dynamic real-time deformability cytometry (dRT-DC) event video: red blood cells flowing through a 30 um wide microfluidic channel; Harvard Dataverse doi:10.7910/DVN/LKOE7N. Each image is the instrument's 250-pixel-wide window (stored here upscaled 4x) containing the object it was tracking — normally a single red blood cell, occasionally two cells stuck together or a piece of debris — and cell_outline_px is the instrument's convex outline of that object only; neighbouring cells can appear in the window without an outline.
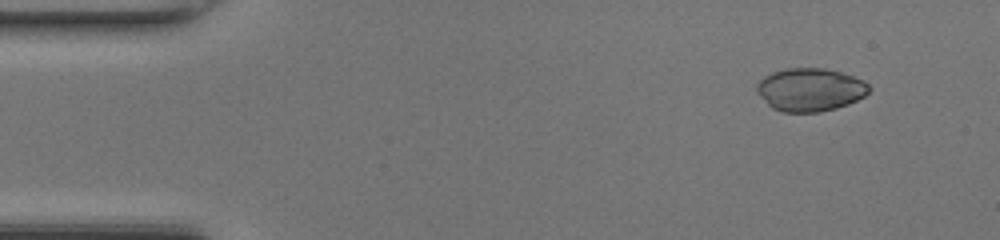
{"species": "common noctule bat (a hibernating species)", "species_latin": "Nyctalus noctula", "temperature_condition": "room temperature", "stored_images_in_passage": 44, "camera_frame_rate_fps": 3000, "um_per_image_px": 0.085, "animal": {"sex": "female", "body_mass_g": 17.0, "forearm_length_mm": 48.0}, "frame": {"image": 1, "passage_image": 1, "time_ms": 0.0, "image_size_px": [1000, 240], "cell_outline_px": [[872, 88], [864, 96], [848, 104], [836, 108], [820, 112], [780, 112], [772, 108], [756, 92], [756, 84], [764, 76], [772, 72], [788, 68], [824, 68], [840, 72], [852, 76], [868, 84]], "centroid_in_image_um": [68.83, 7.63], "position_along_channel_um": 16.2, "area_um2": 28.15}}
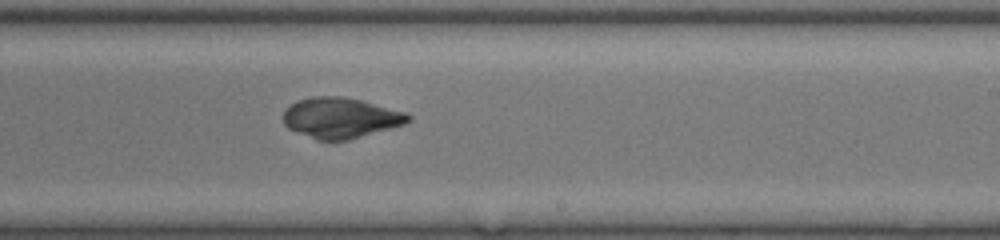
{"frame": {"image": 2, "passage_image": 25, "time_ms": 8.0, "image_size_px": [1000, 240], "cell_outline_px": [[412, 120], [404, 124], [348, 140], [316, 140], [288, 128], [284, 124], [284, 112], [296, 100], [312, 96], [344, 96], [360, 100], [404, 112], [412, 116]], "centroid_in_image_um": [28.94, 10.01], "position_along_channel_um": 260.1, "area_um2": 29.25}}
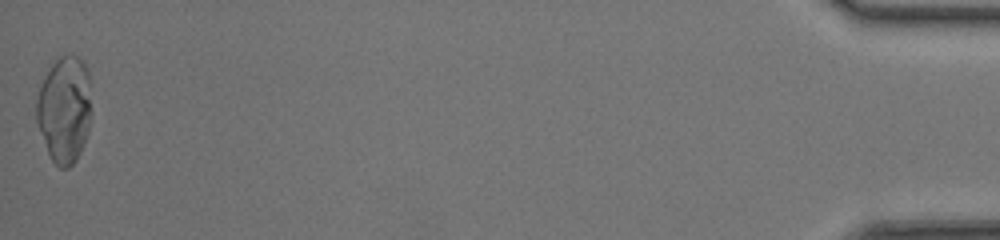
{"frame": {"image": 3, "passage_image": 44, "time_ms": 14.333, "image_size_px": [1000, 240], "cell_outline_px": [[88, 132], [84, 144], [76, 160], [68, 168], [60, 168], [52, 160], [48, 152], [36, 120], [36, 100], [40, 84], [52, 64], [60, 56], [76, 56], [84, 60], [88, 68]], "centroid_in_image_um": [5.45, 9.3], "position_along_channel_um": 429.8, "area_um2": 33.52}}